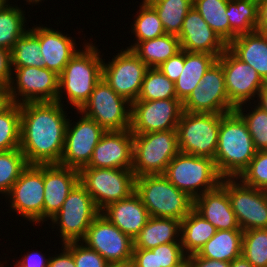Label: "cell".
I'll use <instances>...</instances> for the list:
<instances>
[{"label": "cell", "instance_id": "obj_1", "mask_svg": "<svg viewBox=\"0 0 267 267\" xmlns=\"http://www.w3.org/2000/svg\"><path fill=\"white\" fill-rule=\"evenodd\" d=\"M62 106L57 101L20 104L19 149L28 165L60 163L69 121Z\"/></svg>", "mask_w": 267, "mask_h": 267}, {"label": "cell", "instance_id": "obj_2", "mask_svg": "<svg viewBox=\"0 0 267 267\" xmlns=\"http://www.w3.org/2000/svg\"><path fill=\"white\" fill-rule=\"evenodd\" d=\"M257 150L248 126L236 111L221 114L219 138L214 157L222 178H238L248 167Z\"/></svg>", "mask_w": 267, "mask_h": 267}, {"label": "cell", "instance_id": "obj_3", "mask_svg": "<svg viewBox=\"0 0 267 267\" xmlns=\"http://www.w3.org/2000/svg\"><path fill=\"white\" fill-rule=\"evenodd\" d=\"M92 44H85L84 50L78 49L59 75V92L56 101L62 104L61 97L66 92L70 105L76 107L77 111L88 100L94 87L102 79L103 59L100 58V50L98 52L97 47Z\"/></svg>", "mask_w": 267, "mask_h": 267}, {"label": "cell", "instance_id": "obj_4", "mask_svg": "<svg viewBox=\"0 0 267 267\" xmlns=\"http://www.w3.org/2000/svg\"><path fill=\"white\" fill-rule=\"evenodd\" d=\"M135 193L140 197L150 217L182 221L193 210L194 199L176 188L163 174L136 177Z\"/></svg>", "mask_w": 267, "mask_h": 267}, {"label": "cell", "instance_id": "obj_5", "mask_svg": "<svg viewBox=\"0 0 267 267\" xmlns=\"http://www.w3.org/2000/svg\"><path fill=\"white\" fill-rule=\"evenodd\" d=\"M163 175L192 199L216 188L222 180L213 159L182 152L167 165Z\"/></svg>", "mask_w": 267, "mask_h": 267}, {"label": "cell", "instance_id": "obj_6", "mask_svg": "<svg viewBox=\"0 0 267 267\" xmlns=\"http://www.w3.org/2000/svg\"><path fill=\"white\" fill-rule=\"evenodd\" d=\"M178 153L176 130L133 134L132 171L135 177L164 174Z\"/></svg>", "mask_w": 267, "mask_h": 267}, {"label": "cell", "instance_id": "obj_7", "mask_svg": "<svg viewBox=\"0 0 267 267\" xmlns=\"http://www.w3.org/2000/svg\"><path fill=\"white\" fill-rule=\"evenodd\" d=\"M135 178L132 169L82 167L79 170V182L100 212L135 192Z\"/></svg>", "mask_w": 267, "mask_h": 267}, {"label": "cell", "instance_id": "obj_8", "mask_svg": "<svg viewBox=\"0 0 267 267\" xmlns=\"http://www.w3.org/2000/svg\"><path fill=\"white\" fill-rule=\"evenodd\" d=\"M221 114L183 112L176 131L179 152L214 160Z\"/></svg>", "mask_w": 267, "mask_h": 267}, {"label": "cell", "instance_id": "obj_9", "mask_svg": "<svg viewBox=\"0 0 267 267\" xmlns=\"http://www.w3.org/2000/svg\"><path fill=\"white\" fill-rule=\"evenodd\" d=\"M78 112L93 119L105 131L131 127V103L115 93L103 78Z\"/></svg>", "mask_w": 267, "mask_h": 267}, {"label": "cell", "instance_id": "obj_10", "mask_svg": "<svg viewBox=\"0 0 267 267\" xmlns=\"http://www.w3.org/2000/svg\"><path fill=\"white\" fill-rule=\"evenodd\" d=\"M100 211L95 206L86 188L78 182L69 192L61 209L50 219L58 224L63 244L79 242Z\"/></svg>", "mask_w": 267, "mask_h": 267}, {"label": "cell", "instance_id": "obj_11", "mask_svg": "<svg viewBox=\"0 0 267 267\" xmlns=\"http://www.w3.org/2000/svg\"><path fill=\"white\" fill-rule=\"evenodd\" d=\"M82 242L88 248L97 251L108 263L131 264L133 239L112 224L101 212L89 226Z\"/></svg>", "mask_w": 267, "mask_h": 267}, {"label": "cell", "instance_id": "obj_12", "mask_svg": "<svg viewBox=\"0 0 267 267\" xmlns=\"http://www.w3.org/2000/svg\"><path fill=\"white\" fill-rule=\"evenodd\" d=\"M113 57L108 64L103 61L102 78L115 93L132 104L139 96L149 67L129 48Z\"/></svg>", "mask_w": 267, "mask_h": 267}, {"label": "cell", "instance_id": "obj_13", "mask_svg": "<svg viewBox=\"0 0 267 267\" xmlns=\"http://www.w3.org/2000/svg\"><path fill=\"white\" fill-rule=\"evenodd\" d=\"M237 181V178H222L220 184L227 190L241 230L267 228V191Z\"/></svg>", "mask_w": 267, "mask_h": 267}, {"label": "cell", "instance_id": "obj_14", "mask_svg": "<svg viewBox=\"0 0 267 267\" xmlns=\"http://www.w3.org/2000/svg\"><path fill=\"white\" fill-rule=\"evenodd\" d=\"M13 69L15 71L12 72L13 77L8 85L13 103L56 101L59 92L58 74L45 67H19ZM15 81L16 83L14 84ZM19 96L22 97L20 100Z\"/></svg>", "mask_w": 267, "mask_h": 267}, {"label": "cell", "instance_id": "obj_15", "mask_svg": "<svg viewBox=\"0 0 267 267\" xmlns=\"http://www.w3.org/2000/svg\"><path fill=\"white\" fill-rule=\"evenodd\" d=\"M235 108L229 101L224 72L218 61L207 70L198 87L183 102V111L189 113L225 114Z\"/></svg>", "mask_w": 267, "mask_h": 267}, {"label": "cell", "instance_id": "obj_16", "mask_svg": "<svg viewBox=\"0 0 267 267\" xmlns=\"http://www.w3.org/2000/svg\"><path fill=\"white\" fill-rule=\"evenodd\" d=\"M183 112L178 99L135 100L131 104L130 130L132 134L176 130Z\"/></svg>", "mask_w": 267, "mask_h": 267}, {"label": "cell", "instance_id": "obj_17", "mask_svg": "<svg viewBox=\"0 0 267 267\" xmlns=\"http://www.w3.org/2000/svg\"><path fill=\"white\" fill-rule=\"evenodd\" d=\"M7 195L17 214L35 224L43 223L44 165H28Z\"/></svg>", "mask_w": 267, "mask_h": 267}, {"label": "cell", "instance_id": "obj_18", "mask_svg": "<svg viewBox=\"0 0 267 267\" xmlns=\"http://www.w3.org/2000/svg\"><path fill=\"white\" fill-rule=\"evenodd\" d=\"M74 125L69 119L64 141V149L59 165L80 170L86 166L93 151L106 132L93 119L82 114ZM73 124V127H72Z\"/></svg>", "mask_w": 267, "mask_h": 267}, {"label": "cell", "instance_id": "obj_19", "mask_svg": "<svg viewBox=\"0 0 267 267\" xmlns=\"http://www.w3.org/2000/svg\"><path fill=\"white\" fill-rule=\"evenodd\" d=\"M225 76V87L229 101L235 106L247 104L258 96L266 84L257 71L237 58L228 48L218 57Z\"/></svg>", "mask_w": 267, "mask_h": 267}, {"label": "cell", "instance_id": "obj_20", "mask_svg": "<svg viewBox=\"0 0 267 267\" xmlns=\"http://www.w3.org/2000/svg\"><path fill=\"white\" fill-rule=\"evenodd\" d=\"M133 134L130 129L106 131L84 167L132 169Z\"/></svg>", "mask_w": 267, "mask_h": 267}, {"label": "cell", "instance_id": "obj_21", "mask_svg": "<svg viewBox=\"0 0 267 267\" xmlns=\"http://www.w3.org/2000/svg\"><path fill=\"white\" fill-rule=\"evenodd\" d=\"M177 37L180 41V48L188 52L207 53L218 58L227 49V44L194 7L185 16Z\"/></svg>", "mask_w": 267, "mask_h": 267}, {"label": "cell", "instance_id": "obj_22", "mask_svg": "<svg viewBox=\"0 0 267 267\" xmlns=\"http://www.w3.org/2000/svg\"><path fill=\"white\" fill-rule=\"evenodd\" d=\"M78 182L79 170L59 164L44 165L43 222L61 209L69 192Z\"/></svg>", "mask_w": 267, "mask_h": 267}, {"label": "cell", "instance_id": "obj_23", "mask_svg": "<svg viewBox=\"0 0 267 267\" xmlns=\"http://www.w3.org/2000/svg\"><path fill=\"white\" fill-rule=\"evenodd\" d=\"M193 209L216 230H241L231 208L227 190L221 184L196 197Z\"/></svg>", "mask_w": 267, "mask_h": 267}, {"label": "cell", "instance_id": "obj_24", "mask_svg": "<svg viewBox=\"0 0 267 267\" xmlns=\"http://www.w3.org/2000/svg\"><path fill=\"white\" fill-rule=\"evenodd\" d=\"M101 213L133 240L150 218L148 210L135 192L128 198L109 204Z\"/></svg>", "mask_w": 267, "mask_h": 267}, {"label": "cell", "instance_id": "obj_25", "mask_svg": "<svg viewBox=\"0 0 267 267\" xmlns=\"http://www.w3.org/2000/svg\"><path fill=\"white\" fill-rule=\"evenodd\" d=\"M39 41L41 54L45 62L44 67L60 75L78 51L75 48V41L67 35L54 31L48 27H39Z\"/></svg>", "mask_w": 267, "mask_h": 267}, {"label": "cell", "instance_id": "obj_26", "mask_svg": "<svg viewBox=\"0 0 267 267\" xmlns=\"http://www.w3.org/2000/svg\"><path fill=\"white\" fill-rule=\"evenodd\" d=\"M227 48L241 61L254 68L267 83V33L256 30L239 35Z\"/></svg>", "mask_w": 267, "mask_h": 267}, {"label": "cell", "instance_id": "obj_27", "mask_svg": "<svg viewBox=\"0 0 267 267\" xmlns=\"http://www.w3.org/2000/svg\"><path fill=\"white\" fill-rule=\"evenodd\" d=\"M217 59L212 54L184 51V67L174 83L176 97L179 101L183 103L189 97Z\"/></svg>", "mask_w": 267, "mask_h": 267}, {"label": "cell", "instance_id": "obj_28", "mask_svg": "<svg viewBox=\"0 0 267 267\" xmlns=\"http://www.w3.org/2000/svg\"><path fill=\"white\" fill-rule=\"evenodd\" d=\"M181 221L174 218L150 217L134 238V249H152L180 241ZM177 237V238H176Z\"/></svg>", "mask_w": 267, "mask_h": 267}, {"label": "cell", "instance_id": "obj_29", "mask_svg": "<svg viewBox=\"0 0 267 267\" xmlns=\"http://www.w3.org/2000/svg\"><path fill=\"white\" fill-rule=\"evenodd\" d=\"M127 48L131 49L149 68H157L181 50L179 38L171 34L136 42Z\"/></svg>", "mask_w": 267, "mask_h": 267}, {"label": "cell", "instance_id": "obj_30", "mask_svg": "<svg viewBox=\"0 0 267 267\" xmlns=\"http://www.w3.org/2000/svg\"><path fill=\"white\" fill-rule=\"evenodd\" d=\"M216 228L194 209L181 221L180 241L184 254H196L216 233Z\"/></svg>", "mask_w": 267, "mask_h": 267}, {"label": "cell", "instance_id": "obj_31", "mask_svg": "<svg viewBox=\"0 0 267 267\" xmlns=\"http://www.w3.org/2000/svg\"><path fill=\"white\" fill-rule=\"evenodd\" d=\"M242 230H217L197 253L207 259L232 262L241 256Z\"/></svg>", "mask_w": 267, "mask_h": 267}, {"label": "cell", "instance_id": "obj_32", "mask_svg": "<svg viewBox=\"0 0 267 267\" xmlns=\"http://www.w3.org/2000/svg\"><path fill=\"white\" fill-rule=\"evenodd\" d=\"M226 15L231 42L239 35L257 30L258 0H228Z\"/></svg>", "mask_w": 267, "mask_h": 267}, {"label": "cell", "instance_id": "obj_33", "mask_svg": "<svg viewBox=\"0 0 267 267\" xmlns=\"http://www.w3.org/2000/svg\"><path fill=\"white\" fill-rule=\"evenodd\" d=\"M12 68L44 67L39 41V26L30 28L14 44L11 50Z\"/></svg>", "mask_w": 267, "mask_h": 267}, {"label": "cell", "instance_id": "obj_34", "mask_svg": "<svg viewBox=\"0 0 267 267\" xmlns=\"http://www.w3.org/2000/svg\"><path fill=\"white\" fill-rule=\"evenodd\" d=\"M157 12L166 34L178 36L193 0H146Z\"/></svg>", "mask_w": 267, "mask_h": 267}, {"label": "cell", "instance_id": "obj_35", "mask_svg": "<svg viewBox=\"0 0 267 267\" xmlns=\"http://www.w3.org/2000/svg\"><path fill=\"white\" fill-rule=\"evenodd\" d=\"M228 0H193V7L206 23L228 45L230 24L226 15Z\"/></svg>", "mask_w": 267, "mask_h": 267}, {"label": "cell", "instance_id": "obj_36", "mask_svg": "<svg viewBox=\"0 0 267 267\" xmlns=\"http://www.w3.org/2000/svg\"><path fill=\"white\" fill-rule=\"evenodd\" d=\"M25 11L7 4L0 10V47L12 50L15 42L28 30L25 29Z\"/></svg>", "mask_w": 267, "mask_h": 267}, {"label": "cell", "instance_id": "obj_37", "mask_svg": "<svg viewBox=\"0 0 267 267\" xmlns=\"http://www.w3.org/2000/svg\"><path fill=\"white\" fill-rule=\"evenodd\" d=\"M163 99H177L174 82L170 81L158 68H149L143 79L137 100Z\"/></svg>", "mask_w": 267, "mask_h": 267}, {"label": "cell", "instance_id": "obj_38", "mask_svg": "<svg viewBox=\"0 0 267 267\" xmlns=\"http://www.w3.org/2000/svg\"><path fill=\"white\" fill-rule=\"evenodd\" d=\"M27 166L26 158L20 149L0 152V193L6 197Z\"/></svg>", "mask_w": 267, "mask_h": 267}, {"label": "cell", "instance_id": "obj_39", "mask_svg": "<svg viewBox=\"0 0 267 267\" xmlns=\"http://www.w3.org/2000/svg\"><path fill=\"white\" fill-rule=\"evenodd\" d=\"M241 255L253 267H267V228L243 231Z\"/></svg>", "mask_w": 267, "mask_h": 267}, {"label": "cell", "instance_id": "obj_40", "mask_svg": "<svg viewBox=\"0 0 267 267\" xmlns=\"http://www.w3.org/2000/svg\"><path fill=\"white\" fill-rule=\"evenodd\" d=\"M141 4L131 32L134 33L135 38L137 37L136 42L154 39L166 34L156 10L146 0H143Z\"/></svg>", "mask_w": 267, "mask_h": 267}, {"label": "cell", "instance_id": "obj_41", "mask_svg": "<svg viewBox=\"0 0 267 267\" xmlns=\"http://www.w3.org/2000/svg\"><path fill=\"white\" fill-rule=\"evenodd\" d=\"M20 133V104L13 103L0 114V152L19 149Z\"/></svg>", "mask_w": 267, "mask_h": 267}, {"label": "cell", "instance_id": "obj_42", "mask_svg": "<svg viewBox=\"0 0 267 267\" xmlns=\"http://www.w3.org/2000/svg\"><path fill=\"white\" fill-rule=\"evenodd\" d=\"M254 107L252 112L247 114L244 113L243 104L235 110L246 122L256 150H267V112L258 105Z\"/></svg>", "mask_w": 267, "mask_h": 267}, {"label": "cell", "instance_id": "obj_43", "mask_svg": "<svg viewBox=\"0 0 267 267\" xmlns=\"http://www.w3.org/2000/svg\"><path fill=\"white\" fill-rule=\"evenodd\" d=\"M237 179L246 186L267 191V150L257 151Z\"/></svg>", "mask_w": 267, "mask_h": 267}, {"label": "cell", "instance_id": "obj_44", "mask_svg": "<svg viewBox=\"0 0 267 267\" xmlns=\"http://www.w3.org/2000/svg\"><path fill=\"white\" fill-rule=\"evenodd\" d=\"M151 250L155 253L156 267H178L187 259L181 241L162 244Z\"/></svg>", "mask_w": 267, "mask_h": 267}, {"label": "cell", "instance_id": "obj_45", "mask_svg": "<svg viewBox=\"0 0 267 267\" xmlns=\"http://www.w3.org/2000/svg\"><path fill=\"white\" fill-rule=\"evenodd\" d=\"M83 244V242L63 244L72 252L76 267H106L109 264L97 251Z\"/></svg>", "mask_w": 267, "mask_h": 267}, {"label": "cell", "instance_id": "obj_46", "mask_svg": "<svg viewBox=\"0 0 267 267\" xmlns=\"http://www.w3.org/2000/svg\"><path fill=\"white\" fill-rule=\"evenodd\" d=\"M184 67V50L163 62L157 68L172 82H176Z\"/></svg>", "mask_w": 267, "mask_h": 267}, {"label": "cell", "instance_id": "obj_47", "mask_svg": "<svg viewBox=\"0 0 267 267\" xmlns=\"http://www.w3.org/2000/svg\"><path fill=\"white\" fill-rule=\"evenodd\" d=\"M11 51L0 47V85L8 86L12 79Z\"/></svg>", "mask_w": 267, "mask_h": 267}, {"label": "cell", "instance_id": "obj_48", "mask_svg": "<svg viewBox=\"0 0 267 267\" xmlns=\"http://www.w3.org/2000/svg\"><path fill=\"white\" fill-rule=\"evenodd\" d=\"M130 267H156L155 253L151 249H133Z\"/></svg>", "mask_w": 267, "mask_h": 267}, {"label": "cell", "instance_id": "obj_49", "mask_svg": "<svg viewBox=\"0 0 267 267\" xmlns=\"http://www.w3.org/2000/svg\"><path fill=\"white\" fill-rule=\"evenodd\" d=\"M48 259L41 253H27L21 260L16 261L15 267H48Z\"/></svg>", "mask_w": 267, "mask_h": 267}, {"label": "cell", "instance_id": "obj_50", "mask_svg": "<svg viewBox=\"0 0 267 267\" xmlns=\"http://www.w3.org/2000/svg\"><path fill=\"white\" fill-rule=\"evenodd\" d=\"M62 247V253L49 258L48 267H76L72 252L63 244Z\"/></svg>", "mask_w": 267, "mask_h": 267}, {"label": "cell", "instance_id": "obj_51", "mask_svg": "<svg viewBox=\"0 0 267 267\" xmlns=\"http://www.w3.org/2000/svg\"><path fill=\"white\" fill-rule=\"evenodd\" d=\"M187 260L190 267H230V262L203 258L197 253L189 255Z\"/></svg>", "mask_w": 267, "mask_h": 267}, {"label": "cell", "instance_id": "obj_52", "mask_svg": "<svg viewBox=\"0 0 267 267\" xmlns=\"http://www.w3.org/2000/svg\"><path fill=\"white\" fill-rule=\"evenodd\" d=\"M257 31L267 33V0H258Z\"/></svg>", "mask_w": 267, "mask_h": 267}, {"label": "cell", "instance_id": "obj_53", "mask_svg": "<svg viewBox=\"0 0 267 267\" xmlns=\"http://www.w3.org/2000/svg\"><path fill=\"white\" fill-rule=\"evenodd\" d=\"M13 104L8 86L0 85V114Z\"/></svg>", "mask_w": 267, "mask_h": 267}, {"label": "cell", "instance_id": "obj_54", "mask_svg": "<svg viewBox=\"0 0 267 267\" xmlns=\"http://www.w3.org/2000/svg\"><path fill=\"white\" fill-rule=\"evenodd\" d=\"M258 106L267 112V83L261 88L258 93Z\"/></svg>", "mask_w": 267, "mask_h": 267}, {"label": "cell", "instance_id": "obj_55", "mask_svg": "<svg viewBox=\"0 0 267 267\" xmlns=\"http://www.w3.org/2000/svg\"><path fill=\"white\" fill-rule=\"evenodd\" d=\"M230 267H253L242 255L230 262Z\"/></svg>", "mask_w": 267, "mask_h": 267}, {"label": "cell", "instance_id": "obj_56", "mask_svg": "<svg viewBox=\"0 0 267 267\" xmlns=\"http://www.w3.org/2000/svg\"><path fill=\"white\" fill-rule=\"evenodd\" d=\"M106 267H130V265H127V264H112V263H109Z\"/></svg>", "mask_w": 267, "mask_h": 267}, {"label": "cell", "instance_id": "obj_57", "mask_svg": "<svg viewBox=\"0 0 267 267\" xmlns=\"http://www.w3.org/2000/svg\"><path fill=\"white\" fill-rule=\"evenodd\" d=\"M9 0H0V10L3 9L8 3Z\"/></svg>", "mask_w": 267, "mask_h": 267}, {"label": "cell", "instance_id": "obj_58", "mask_svg": "<svg viewBox=\"0 0 267 267\" xmlns=\"http://www.w3.org/2000/svg\"><path fill=\"white\" fill-rule=\"evenodd\" d=\"M178 267H190V264L188 262V260L186 259L180 266Z\"/></svg>", "mask_w": 267, "mask_h": 267}, {"label": "cell", "instance_id": "obj_59", "mask_svg": "<svg viewBox=\"0 0 267 267\" xmlns=\"http://www.w3.org/2000/svg\"><path fill=\"white\" fill-rule=\"evenodd\" d=\"M40 1H42V0H26V2H28L30 5H31V3H35V4H37V3H39Z\"/></svg>", "mask_w": 267, "mask_h": 267}]
</instances>
